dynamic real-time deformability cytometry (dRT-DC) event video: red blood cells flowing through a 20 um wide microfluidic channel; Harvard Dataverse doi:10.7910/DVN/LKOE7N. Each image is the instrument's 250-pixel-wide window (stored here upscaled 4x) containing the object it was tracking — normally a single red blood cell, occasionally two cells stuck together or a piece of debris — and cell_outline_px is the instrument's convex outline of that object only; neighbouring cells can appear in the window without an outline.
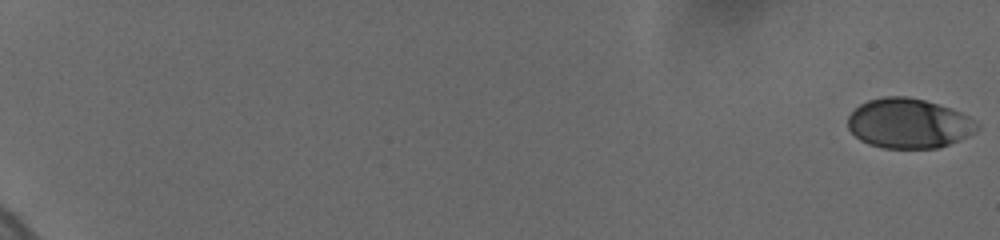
{"species": "human", "species_latin": "Homo sapiens", "temperature_condition": "cold", "stored_images_in_passage": 30, "camera_frame_rate_fps": 3000, "um_per_image_px": 0.085, "donor": {"sex": "female"}, "frame": {"image": 1, "passage_image": 1, "time_ms": 0.0, "image_size_px": [1000, 240], "cell_outline_px": [[980, 128], [976, 132], [968, 136], [940, 148], [884, 148], [868, 144], [860, 140], [848, 128], [848, 116], [860, 104], [868, 100], [884, 96], [908, 96], [924, 100], [952, 108], [976, 120], [980, 124]], "centroid_in_image_um": [77.27, 10.49], "position_along_channel_um": 7.7, "area_um2": 37.74}}
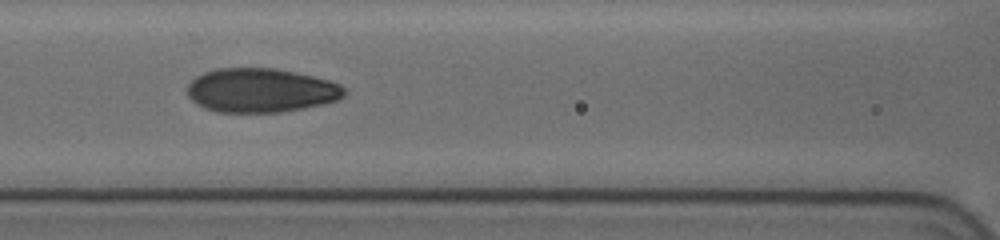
{"frame": {"image": 2, "passage_image": 18, "time_ms": 10.0, "image_size_px": [1000, 240], "cell_outline_px": [[344, 96], [340, 100], [324, 104], [304, 108], [280, 112], [216, 112], [204, 108], [196, 104], [188, 96], [188, 84], [196, 76], [204, 72], [216, 68], [276, 68], [312, 76], [328, 80], [340, 84], [344, 88]], "centroid_in_image_um": [22.16, 7.68], "position_along_channel_um": 144.4, "area_um2": 40.46}}
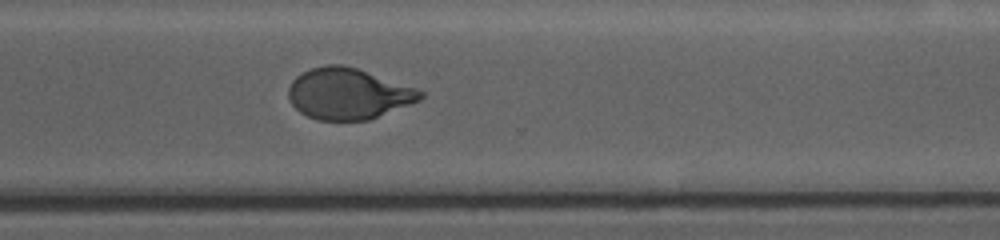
{"frame": {"image": 3, "passage_image": 30, "time_ms": 15.333, "image_size_px": [1000, 240], "cell_outline_px": [[424, 96], [420, 100], [368, 120], [316, 120], [300, 112], [292, 104], [288, 96], [288, 88], [292, 80], [296, 76], [312, 68], [328, 64], [340, 64], [356, 68], [416, 88], [424, 92]], "centroid_in_image_um": [29.58, 7.97], "position_along_channel_um": 341.0, "area_um2": 38.96}}